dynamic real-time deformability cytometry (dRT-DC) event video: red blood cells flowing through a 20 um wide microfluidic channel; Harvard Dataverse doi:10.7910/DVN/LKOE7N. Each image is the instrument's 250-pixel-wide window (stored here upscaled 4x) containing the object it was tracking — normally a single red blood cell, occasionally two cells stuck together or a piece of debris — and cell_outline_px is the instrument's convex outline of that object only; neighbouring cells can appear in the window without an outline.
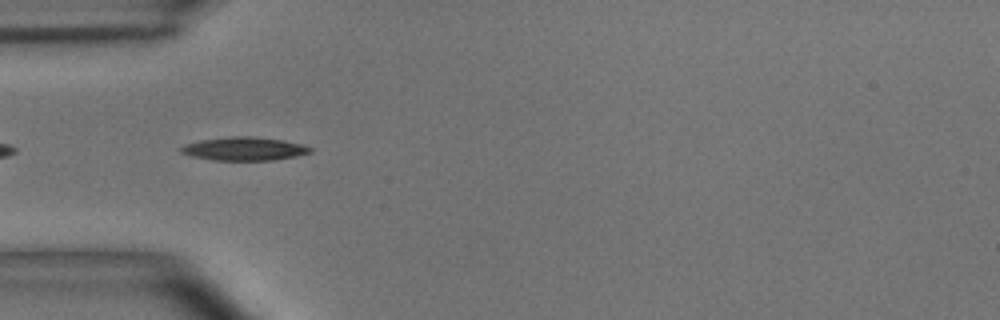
{"species": "common noctule bat (a hibernating species)", "species_latin": "Nyctalus noctula", "temperature_condition": "room temperature", "stored_images_in_passage": 5, "camera_frame_rate_fps": 3000, "um_per_image_px": 0.085, "animal": {"sex": "male", "body_mass_g": 15.6}, "frame": {"image": 1, "passage_image": 2, "time_ms": 0.333, "image_size_px": [1000, 320], "cell_outline_px": [[312, 152], [296, 156], [272, 160], [212, 160], [192, 156], [180, 152], [180, 148], [184, 144], [200, 140], [228, 136], [252, 136], [284, 140], [300, 144], [312, 148]], "centroid_in_image_um": [20.74, 12.64], "position_along_channel_um": 64.3, "area_um2": 17.63}}